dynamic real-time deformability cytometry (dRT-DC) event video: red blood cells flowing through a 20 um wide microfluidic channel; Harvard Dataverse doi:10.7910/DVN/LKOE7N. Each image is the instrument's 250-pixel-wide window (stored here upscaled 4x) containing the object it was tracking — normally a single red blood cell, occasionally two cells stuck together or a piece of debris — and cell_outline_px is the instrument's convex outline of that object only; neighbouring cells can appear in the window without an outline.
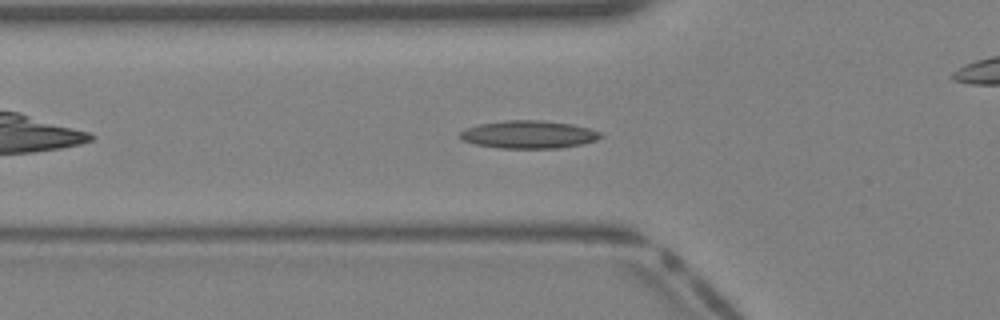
{"species": "Egyptian fruit bat (a non-hibernating species)", "species_latin": "Rousettus aegyptiacus", "temperature_condition": "warm", "stored_images_in_passage": 28, "camera_frame_rate_fps": 3000, "um_per_image_px": 0.085, "animal": {"sex": "female"}, "frame": {"image": 1, "passage_image": 6, "time_ms": 1.667, "image_size_px": [1000, 320], "cell_outline_px": [[604, 136], [596, 140], [584, 144], [560, 148], [500, 148], [476, 144], [464, 140], [460, 136], [460, 132], [468, 128], [480, 124], [504, 120], [540, 120], [572, 124], [588, 128], [600, 132]], "centroid_in_image_um": [44.99, 11.43], "position_along_channel_um": 80.8, "area_um2": 22.66}}
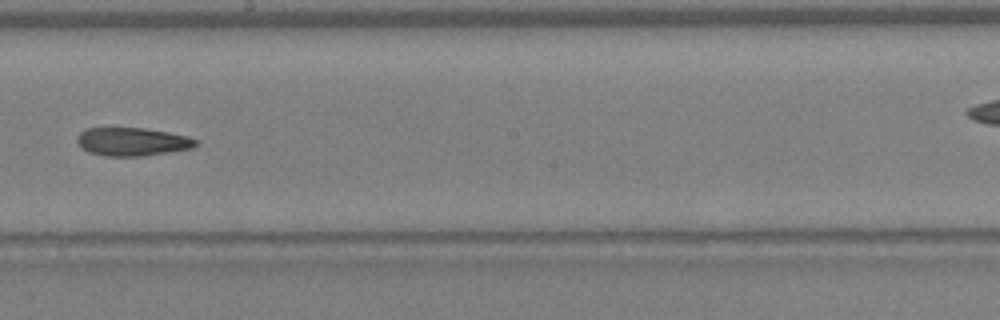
{"frame": {"image": 2, "passage_image": 15, "time_ms": 4.667, "image_size_px": [1000, 320], "cell_outline_px": [[200, 140], [192, 148], [144, 156], [104, 156], [88, 152], [80, 148], [76, 140], [76, 136], [84, 128], [144, 128], [168, 132], [188, 136]], "centroid_in_image_um": [11.21, 12.04], "position_along_channel_um": 237.0, "area_um2": 19.77}}
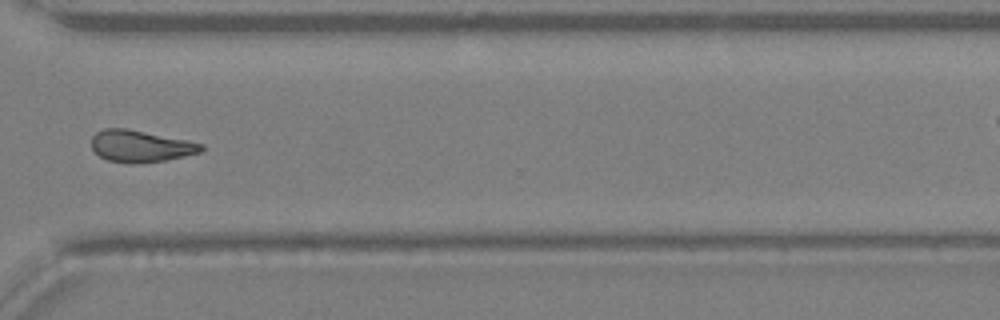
{"frame": {"image": 3, "passage_image": 22, "time_ms": 7.0, "image_size_px": [1000, 320], "cell_outline_px": [[204, 148], [200, 152], [184, 156], [164, 160], [128, 164], [108, 160], [100, 156], [92, 148], [92, 136], [96, 132], [104, 128], [124, 128], [188, 140], [204, 144]], "centroid_in_image_um": [11.94, 12.42], "position_along_channel_um": 358.7, "area_um2": 20.17}}